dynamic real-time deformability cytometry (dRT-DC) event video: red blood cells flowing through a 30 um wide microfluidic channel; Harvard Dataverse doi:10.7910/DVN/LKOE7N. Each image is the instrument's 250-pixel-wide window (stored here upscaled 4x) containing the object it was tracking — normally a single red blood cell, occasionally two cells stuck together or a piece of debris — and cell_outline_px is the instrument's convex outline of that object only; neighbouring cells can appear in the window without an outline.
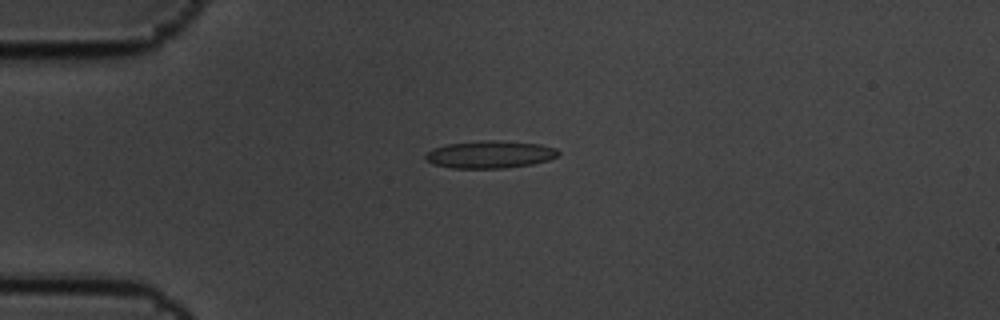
{"species": "common noctule bat (a hibernating species)", "species_latin": "Nyctalus noctula", "temperature_condition": "cold", "stored_images_in_passage": 5, "camera_frame_rate_fps": 3000, "um_per_image_px": 0.085, "animal": {"sex": "male", "body_mass_g": 19.5, "forearm_length_mm": 54.6}, "frame": {"image": 1, "passage_image": 4, "time_ms": 1.0, "image_size_px": [1000, 320], "cell_outline_px": [[560, 152], [556, 156], [548, 160], [532, 164], [504, 168], [452, 168], [432, 164], [424, 156], [432, 148], [448, 144], [484, 140], [492, 140], [540, 144], [556, 148]], "centroid_in_image_um": [41.64, 13.13], "position_along_channel_um": 43.4, "area_um2": 21.1}}